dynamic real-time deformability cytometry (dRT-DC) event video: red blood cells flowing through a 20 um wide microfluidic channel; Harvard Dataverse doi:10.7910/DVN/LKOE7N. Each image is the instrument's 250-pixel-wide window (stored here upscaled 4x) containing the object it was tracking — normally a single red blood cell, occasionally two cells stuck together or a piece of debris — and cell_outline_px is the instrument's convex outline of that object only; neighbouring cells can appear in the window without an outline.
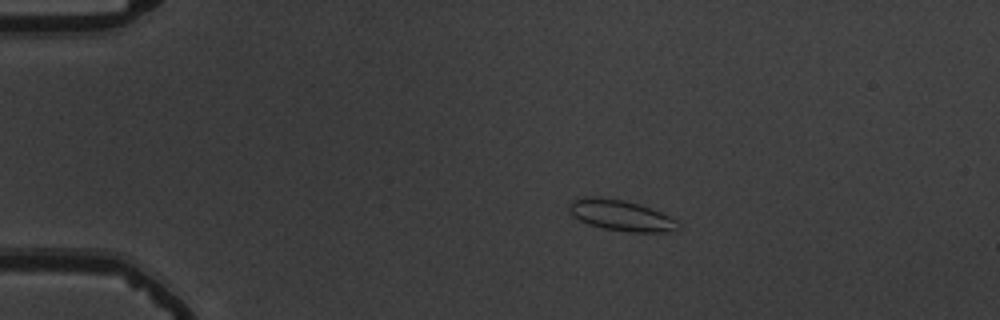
{"species": "common noctule bat (a hibernating species)", "species_latin": "Nyctalus noctula", "temperature_condition": "warm", "stored_images_in_passage": 45, "camera_frame_rate_fps": 3000, "um_per_image_px": 0.085, "animal": {"sex": "male", "body_mass_g": 19.5, "forearm_length_mm": 54.6}, "frame": {"image": 1, "passage_image": 1, "time_ms": 0.0, "image_size_px": [1000, 320], "cell_outline_px": [[680, 228], [672, 232], [628, 232], [604, 228], [588, 224], [572, 216], [568, 212], [568, 204], [572, 200], [584, 196], [600, 196], [624, 200], [660, 212], [676, 220]], "centroid_in_image_um": [52.72, 18.3], "position_along_channel_um": 32.3, "area_um2": 19.65}}
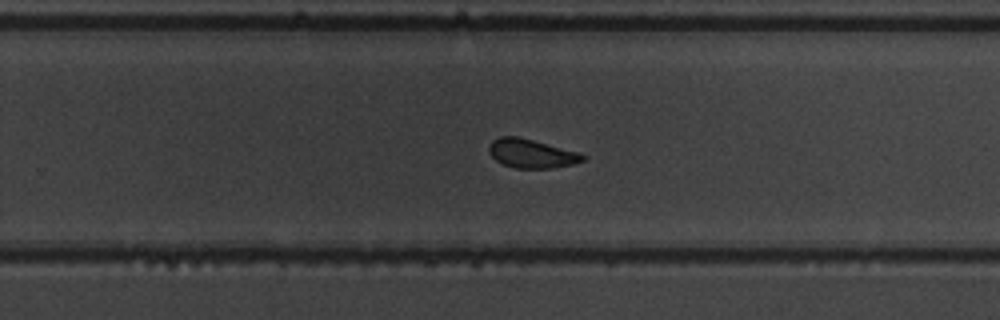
{"frame": {"image": 2, "passage_image": 26, "time_ms": 8.333, "image_size_px": [1000, 320], "cell_outline_px": [[584, 160], [572, 164], [552, 168], [516, 168], [504, 164], [496, 160], [488, 152], [488, 148], [492, 140], [500, 136], [516, 136], [580, 152], [584, 156]], "centroid_in_image_um": [45.15, 13.04], "position_along_channel_um": 284.6, "area_um2": 15.61}}
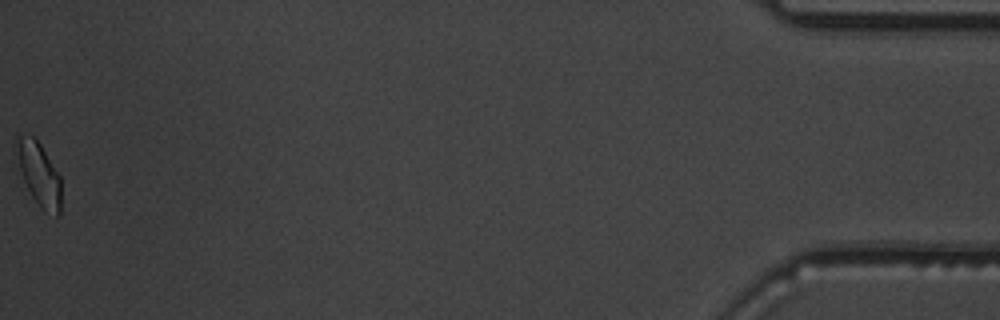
{"frame": {"image": 3, "passage_image": 45, "time_ms": 14.667, "image_size_px": [1000, 320], "cell_outline_px": [[60, 216], [56, 216], [40, 208], [32, 196], [20, 172], [16, 144], [16, 132], [32, 136], [40, 144], [60, 176]], "centroid_in_image_um": [3.31, 14.77], "position_along_channel_um": 431.9, "area_um2": 16.24}, "authors_computed_cell_mechanics": {"area_um2": 16.4152, "velocity_mm_per_s": 3.7525, "shape_relaxation_time_tau1_ms": 3.6498, "shape_relaxation_time_tau2_ms": 0.7562, "deformation_change_tau1": 0.0949, "deformation_change_tau2": 0.0547}}